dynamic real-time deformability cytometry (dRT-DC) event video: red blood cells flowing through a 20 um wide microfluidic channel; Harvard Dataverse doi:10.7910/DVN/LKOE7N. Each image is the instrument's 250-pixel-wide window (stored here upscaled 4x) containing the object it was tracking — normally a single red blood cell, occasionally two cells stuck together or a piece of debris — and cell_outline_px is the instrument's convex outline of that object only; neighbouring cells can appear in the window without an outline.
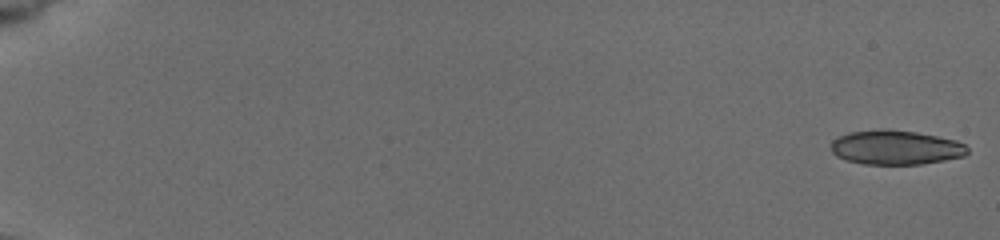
{"species": "common noctule bat (a hibernating species)", "species_latin": "Nyctalus noctula", "temperature_condition": "cold", "stored_images_in_passage": 56, "segment_of_instrument_passage": [1, 2], "camera_frame_rate_fps": 3000, "um_per_image_px": 0.085, "animal": {"sex": "female", "body_mass_g": 19.5, "forearm_length_mm": 54.1}, "frame": {"image": 1, "passage_image": 1, "time_ms": 0.0, "image_size_px": [1000, 240], "cell_outline_px": [[968, 152], [964, 156], [944, 160], [920, 164], [864, 164], [848, 160], [836, 156], [832, 152], [832, 140], [848, 132], [888, 128], [916, 132], [956, 140], [964, 144], [968, 148]], "centroid_in_image_um": [76.14, 12.52], "position_along_channel_um": 8.9, "area_um2": 27.28}}
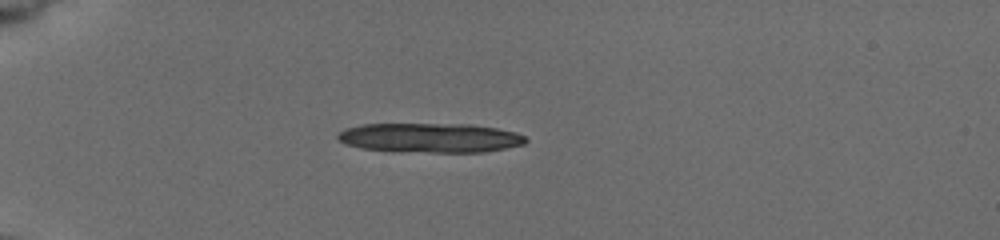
{"frame": {"image": 2, "passage_image": 17, "time_ms": 5.333, "image_size_px": [1000, 240], "cell_outline_px": [[528, 140], [524, 144], [484, 152], [432, 152], [360, 148], [348, 144], [340, 140], [336, 136], [344, 128], [364, 124], [472, 124], [496, 128], [516, 132], [524, 136]], "centroid_in_image_um": [36.6, 11.7], "position_along_channel_um": 48.4, "area_um2": 31.91}}